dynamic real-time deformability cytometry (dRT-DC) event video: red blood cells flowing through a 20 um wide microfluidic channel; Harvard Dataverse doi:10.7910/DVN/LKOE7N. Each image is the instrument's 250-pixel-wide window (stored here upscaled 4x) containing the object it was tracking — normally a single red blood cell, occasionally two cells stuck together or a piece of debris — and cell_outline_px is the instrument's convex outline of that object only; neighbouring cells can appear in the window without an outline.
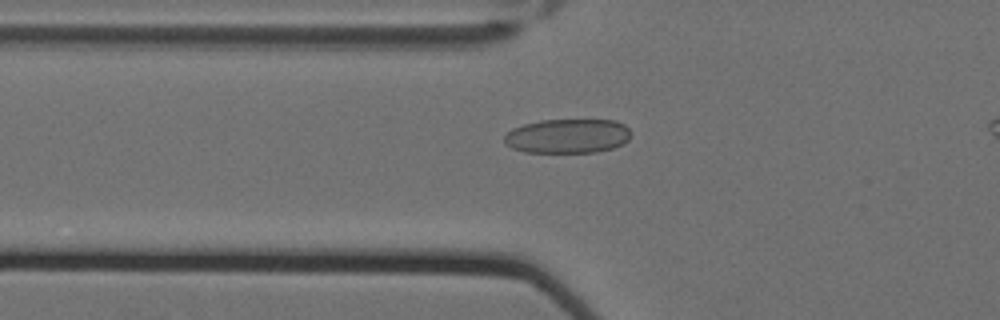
{"species": "Egyptian fruit bat (a non-hibernating species)", "species_latin": "Rousettus aegyptiacus", "temperature_condition": "cold", "stored_images_in_passage": 47, "camera_frame_rate_fps": 3000, "um_per_image_px": 0.085, "animal": {"sex": "female"}, "frame": {"image": 1, "passage_image": 14, "time_ms": 4.333, "image_size_px": [1000, 320], "cell_outline_px": [[632, 132], [628, 140], [612, 148], [596, 152], [524, 152], [512, 148], [504, 144], [504, 136], [512, 128], [524, 124], [540, 120], [616, 120], [624, 124]], "centroid_in_image_um": [48.23, 11.56], "position_along_channel_um": 77.6, "area_um2": 25.43}}
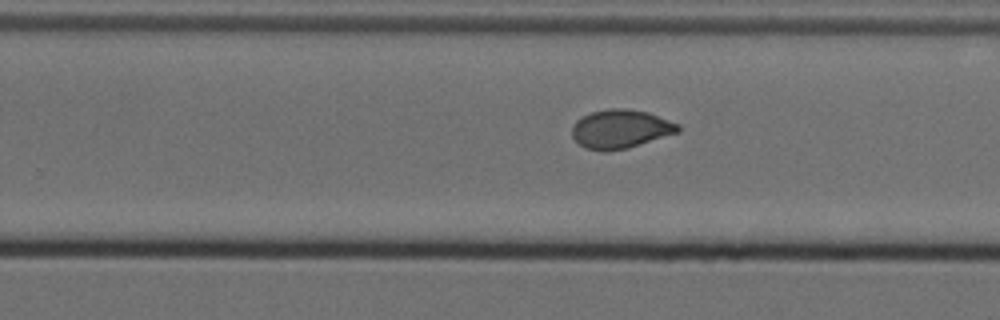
{"frame": {"image": 2, "passage_image": 31, "time_ms": 10.0, "image_size_px": [1000, 320], "cell_outline_px": [[680, 132], [628, 148], [608, 152], [604, 152], [584, 148], [572, 136], [572, 128], [576, 120], [592, 112], [608, 108], [624, 108], [648, 112], [680, 124]], "centroid_in_image_um": [52.76, 10.97], "position_along_channel_um": 277.0, "area_um2": 24.1}}
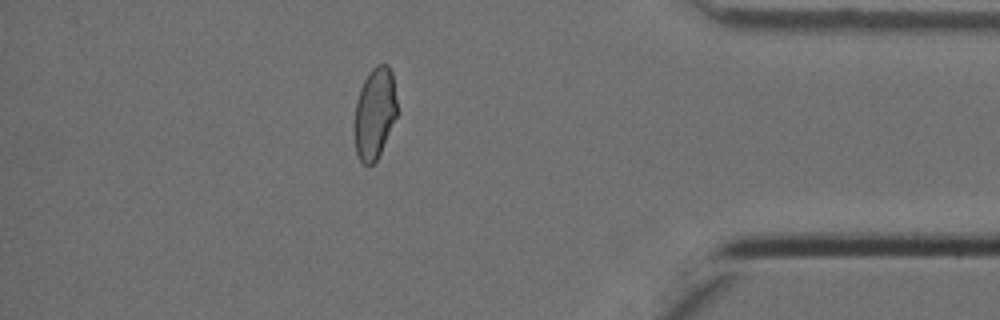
{"frame": {"image": 3, "passage_image": 44, "time_ms": 14.333, "image_size_px": [1000, 320], "cell_outline_px": [[396, 116], [380, 152], [376, 160], [372, 164], [364, 164], [360, 160], [356, 152], [352, 128], [356, 100], [360, 88], [368, 72], [376, 64], [388, 64], [392, 72], [396, 100]], "centroid_in_image_um": [31.8, 9.6], "position_along_channel_um": 403.4, "area_um2": 22.83}, "authors_computed_cell_mechanics": {"area_um2": 23.6402, "velocity_mm_per_s": 3.5101, "shape_relaxation_time_tau1_ms": 8.2588, "shape_relaxation_time_tau2_ms": 1.1378, "deformation_change_tau1": 0.1708, "deformation_change_tau2": 0.054}}